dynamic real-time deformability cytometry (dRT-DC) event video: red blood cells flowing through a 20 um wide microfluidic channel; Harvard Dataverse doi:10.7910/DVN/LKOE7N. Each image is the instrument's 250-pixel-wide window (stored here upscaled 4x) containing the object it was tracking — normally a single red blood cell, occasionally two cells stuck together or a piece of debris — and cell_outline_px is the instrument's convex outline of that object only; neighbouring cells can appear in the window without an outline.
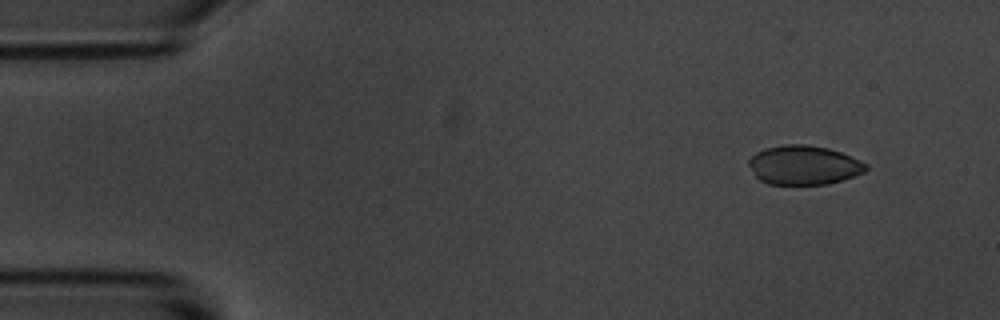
{"species": "common noctule bat (a hibernating species)", "species_latin": "Nyctalus noctula", "temperature_condition": "room temperature", "stored_images_in_passage": 4, "camera_frame_rate_fps": 3000, "um_per_image_px": 0.085, "animal": {"sex": "male", "body_mass_g": 20.1, "forearm_length_mm": 53.5}, "frame": {"image": 1, "passage_image": 1, "time_ms": 0.0, "image_size_px": [1000, 320], "cell_outline_px": [[868, 168], [864, 172], [828, 184], [768, 184], [760, 180], [756, 176], [748, 164], [748, 160], [756, 152], [764, 148], [784, 144], [808, 144], [828, 148], [840, 152], [868, 164]], "centroid_in_image_um": [68.3, 14.02], "position_along_channel_um": 16.7, "area_um2": 26.65}}
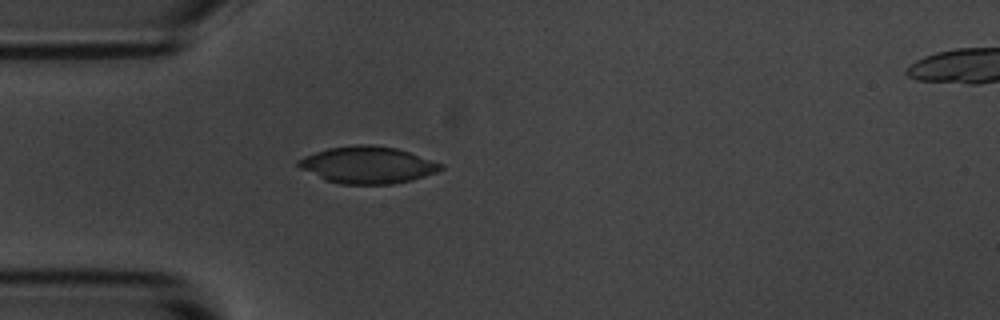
{"frame": {"image": 2, "passage_image": 4, "time_ms": 3.333, "image_size_px": [1000, 320], "cell_outline_px": [[444, 168], [436, 172], [412, 180], [392, 184], [340, 184], [324, 180], [300, 168], [296, 164], [296, 160], [304, 156], [328, 148], [356, 144], [372, 144], [396, 148], [444, 164]], "centroid_in_image_um": [31.22, 14.02], "position_along_channel_um": 53.8, "area_um2": 30.69}}